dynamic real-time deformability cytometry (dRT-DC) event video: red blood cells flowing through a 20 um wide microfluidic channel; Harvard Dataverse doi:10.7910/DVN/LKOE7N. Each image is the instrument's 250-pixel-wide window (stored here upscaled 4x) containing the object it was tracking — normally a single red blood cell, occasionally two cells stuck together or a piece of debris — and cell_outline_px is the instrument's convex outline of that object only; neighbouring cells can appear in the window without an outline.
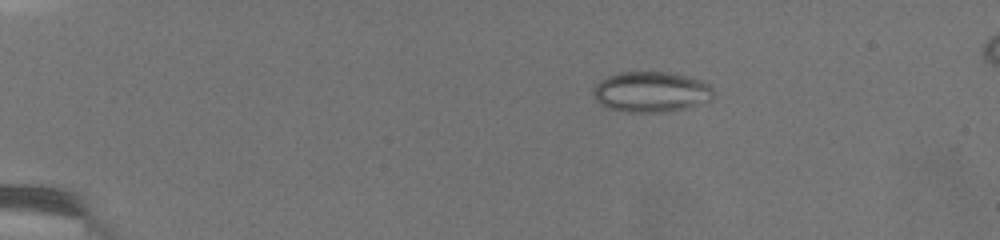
{"species": "common noctule bat (a hibernating species)", "species_latin": "Nyctalus noctula", "temperature_condition": "warm", "stored_images_in_passage": 81, "camera_frame_rate_fps": 3000, "um_per_image_px": 0.085, "animal": {"sex": "female", "body_mass_g": 19.5, "forearm_length_mm": 54.1}, "frame": {"image": 1, "passage_image": 1, "time_ms": 0.0, "image_size_px": [1000, 240], "cell_outline_px": [[712, 96], [708, 100], [680, 108], [664, 112], [628, 112], [608, 108], [600, 104], [596, 100], [592, 92], [596, 84], [608, 76], [620, 72], [668, 72], [684, 76], [708, 84], [712, 88]], "centroid_in_image_um": [55.25, 7.8], "position_along_channel_um": 29.7, "area_um2": 27.69}}
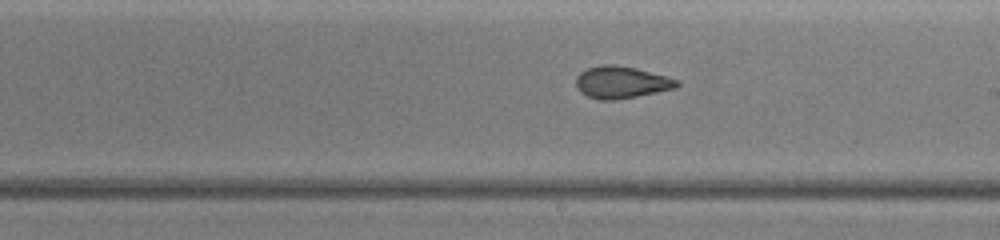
{"frame": {"image": 2, "passage_image": 46, "time_ms": 8.0, "image_size_px": [1000, 240], "cell_outline_px": [[680, 84], [676, 88], [616, 100], [600, 100], [588, 96], [580, 92], [576, 84], [576, 76], [580, 72], [588, 68], [600, 64], [616, 64], [636, 68], [668, 76], [676, 80]], "centroid_in_image_um": [52.8, 6.98], "position_along_channel_um": 236.2, "area_um2": 18.9}}
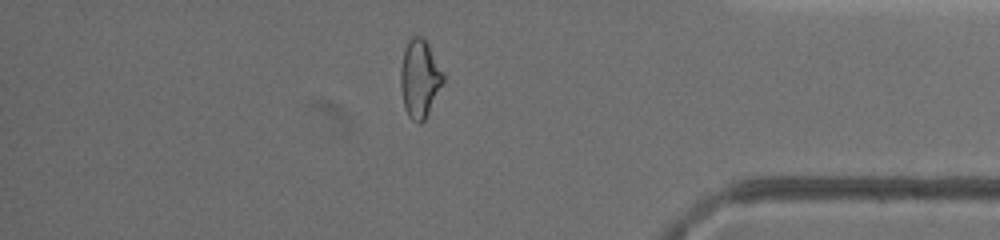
{"frame": {"image": 3, "passage_image": 71, "time_ms": 13.0, "image_size_px": [1000, 240], "cell_outline_px": [[444, 80], [424, 120], [420, 124], [412, 120], [408, 116], [404, 108], [400, 84], [400, 68], [404, 52], [408, 40], [412, 36], [424, 36], [444, 76]], "centroid_in_image_um": [35.64, 6.67], "position_along_channel_um": 399.6, "area_um2": 19.07}, "authors_computed_cell_mechanics": {"area_um2": 19.4208, "velocity_mm_per_s": 3.7145, "shape_relaxation_time_tau1_ms": null, "shape_relaxation_time_tau2_ms": 1.3479, "deformation_change_tau1": null, "deformation_change_tau2": 0.081}}